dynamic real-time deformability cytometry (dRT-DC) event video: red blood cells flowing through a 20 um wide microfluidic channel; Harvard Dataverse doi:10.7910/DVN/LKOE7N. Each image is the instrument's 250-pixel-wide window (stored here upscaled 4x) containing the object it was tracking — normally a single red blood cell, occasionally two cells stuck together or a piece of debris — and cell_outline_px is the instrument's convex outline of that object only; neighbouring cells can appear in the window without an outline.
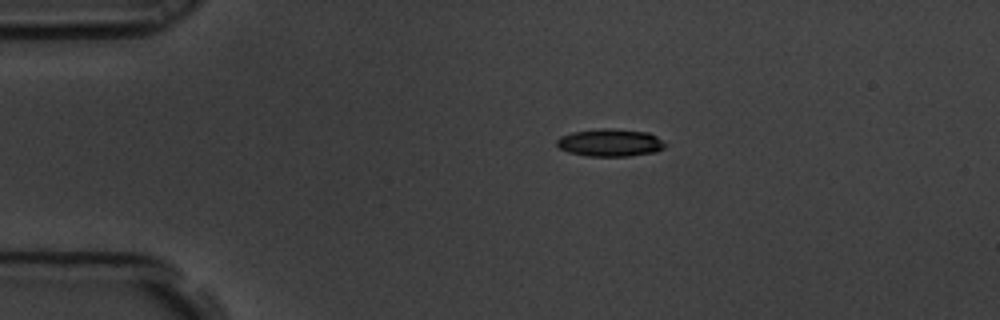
{"species": "common noctule bat (a hibernating species)", "species_latin": "Nyctalus noctula", "temperature_condition": "room temperature", "stored_images_in_passage": 9, "camera_frame_rate_fps": 3000, "um_per_image_px": 0.085, "animal": {"sex": "male", "body_mass_g": 19.5, "forearm_length_mm": 54.6}, "frame": {"image": 1, "passage_image": 1, "time_ms": 0.0, "image_size_px": [1000, 320], "cell_outline_px": [[668, 144], [664, 148], [656, 152], [628, 156], [588, 156], [568, 152], [560, 148], [556, 144], [556, 140], [560, 136], [572, 132], [600, 128], [616, 128], [648, 132], [656, 136]], "centroid_in_image_um": [51.88, 12.12], "position_along_channel_um": 33.1, "area_um2": 17.63}}
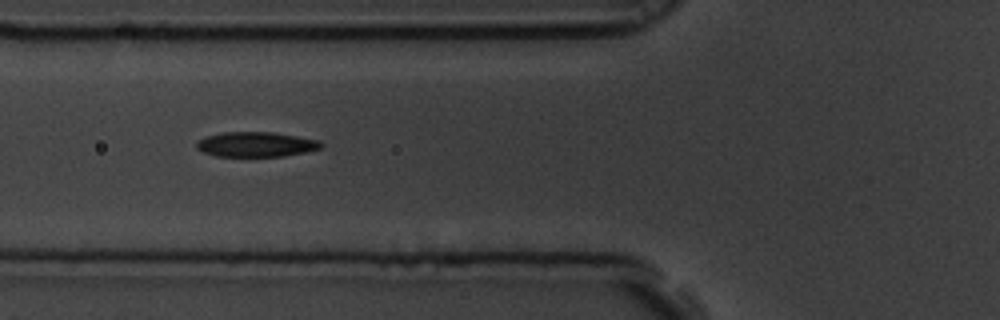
{"frame": {"image": 2, "passage_image": 4, "time_ms": 1.0, "image_size_px": [1000, 320], "cell_outline_px": [[324, 144], [320, 148], [304, 152], [284, 156], [216, 156], [204, 152], [196, 148], [196, 144], [200, 140], [208, 136], [224, 132], [272, 132], [320, 140]], "centroid_in_image_um": [21.79, 12.27], "position_along_channel_um": 104.0, "area_um2": 17.86}}
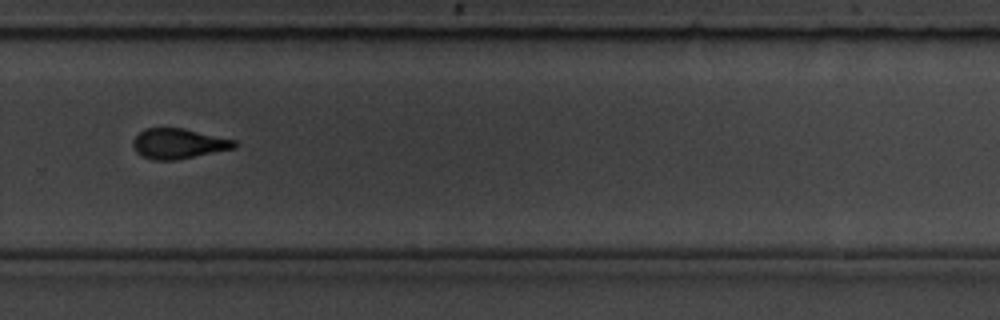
{"frame": {"image": 3, "passage_image": 9, "time_ms": 2.667, "image_size_px": [1000, 320], "cell_outline_px": [[240, 144], [236, 148], [176, 160], [152, 160], [140, 156], [136, 152], [132, 144], [132, 140], [144, 128], [184, 128], [236, 140]], "centroid_in_image_um": [15.18, 12.21], "position_along_channel_um": 314.6, "area_um2": 18.09}}